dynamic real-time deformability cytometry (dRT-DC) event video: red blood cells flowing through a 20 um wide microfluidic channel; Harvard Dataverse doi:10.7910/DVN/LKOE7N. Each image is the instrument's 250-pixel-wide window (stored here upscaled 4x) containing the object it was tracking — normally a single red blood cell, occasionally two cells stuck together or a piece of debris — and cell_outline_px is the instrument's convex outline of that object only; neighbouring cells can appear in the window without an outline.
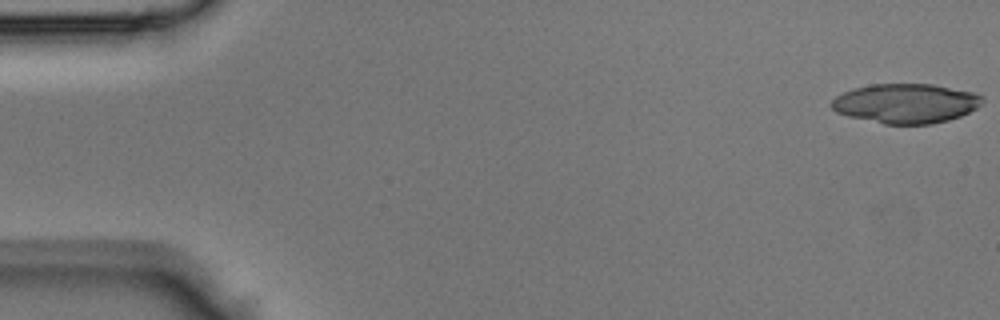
{"species": "Egyptian fruit bat (a non-hibernating species)", "species_latin": "Rousettus aegyptiacus", "temperature_condition": "room temperature", "stored_images_in_passage": 43, "camera_frame_rate_fps": 3000, "um_per_image_px": 0.085, "animal": {"sex": "male"}, "frame": {"image": 1, "passage_image": 1, "time_ms": 0.0, "image_size_px": [1000, 320], "cell_outline_px": [[984, 100], [976, 108], [960, 116], [948, 120], [932, 124], [884, 124], [848, 116], [836, 112], [832, 108], [832, 100], [836, 96], [852, 88], [872, 84], [932, 84], [972, 92], [984, 96]], "centroid_in_image_um": [76.99, 8.79], "position_along_channel_um": 8.0, "area_um2": 34.68}}
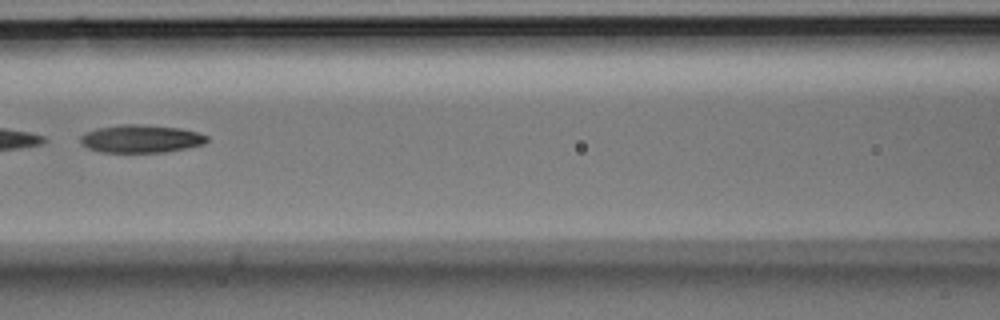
{"frame": {"image": 2, "passage_image": 20, "time_ms": 6.333, "image_size_px": [1000, 320], "cell_outline_px": [[208, 140], [204, 144], [164, 152], [100, 152], [88, 148], [80, 144], [80, 136], [96, 128], [124, 124], [136, 124], [180, 128], [196, 132], [208, 136]], "centroid_in_image_um": [11.95, 11.8], "position_along_channel_um": 154.6, "area_um2": 20.4}}
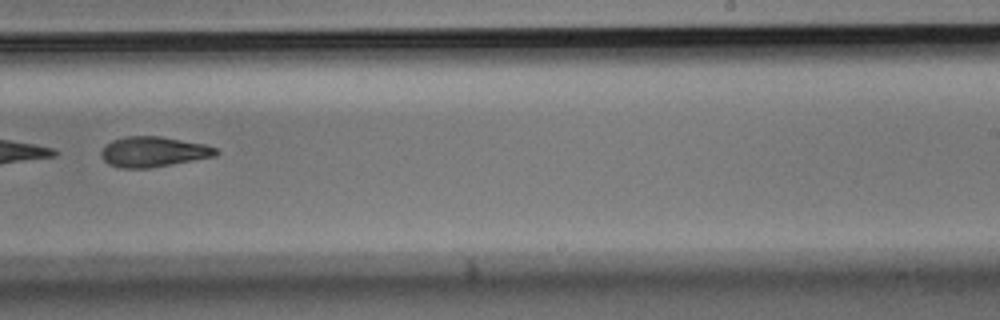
{"frame": {"image": 3, "passage_image": 28, "time_ms": 9.0, "image_size_px": [1000, 320], "cell_outline_px": [[220, 152], [216, 156], [172, 164], [148, 168], [120, 168], [108, 164], [100, 156], [100, 152], [112, 140], [128, 136], [160, 136], [204, 144], [216, 148]], "centroid_in_image_um": [13.04, 12.9], "position_along_channel_um": 276.0, "area_um2": 20.17}}